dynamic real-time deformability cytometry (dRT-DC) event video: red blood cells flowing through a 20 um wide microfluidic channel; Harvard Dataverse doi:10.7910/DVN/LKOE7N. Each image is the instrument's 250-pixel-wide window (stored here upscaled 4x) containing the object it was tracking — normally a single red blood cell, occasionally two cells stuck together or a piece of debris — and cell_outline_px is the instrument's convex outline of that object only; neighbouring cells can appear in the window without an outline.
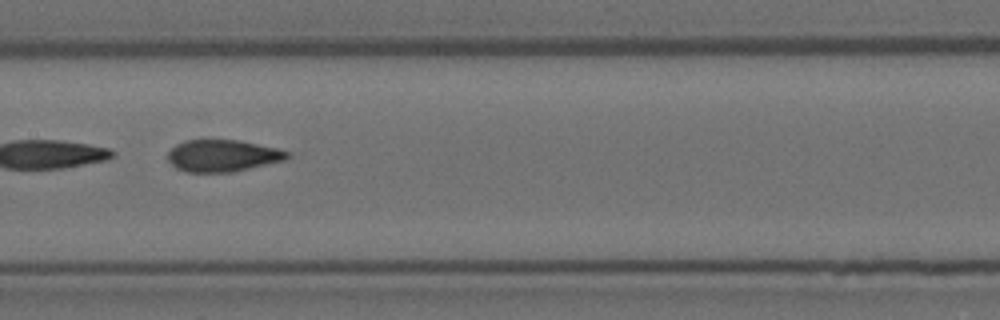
{"species": "Egyptian fruit bat (a non-hibernating species)", "species_latin": "Rousettus aegyptiacus", "temperature_condition": "room temperature", "stored_images_in_passage": 12, "camera_frame_rate_fps": 3000, "um_per_image_px": 0.085, "animal": {"sex": "female"}, "frame": {"image": 1, "passage_image": 5, "time_ms": 1.333, "image_size_px": [1000, 320], "cell_outline_px": [[288, 156], [284, 160], [232, 172], [188, 172], [176, 168], [168, 160], [168, 152], [176, 144], [184, 140], [204, 136], [240, 140], [276, 148], [288, 152]], "centroid_in_image_um": [18.84, 13.18], "position_along_channel_um": 188.6, "area_um2": 22.77}}